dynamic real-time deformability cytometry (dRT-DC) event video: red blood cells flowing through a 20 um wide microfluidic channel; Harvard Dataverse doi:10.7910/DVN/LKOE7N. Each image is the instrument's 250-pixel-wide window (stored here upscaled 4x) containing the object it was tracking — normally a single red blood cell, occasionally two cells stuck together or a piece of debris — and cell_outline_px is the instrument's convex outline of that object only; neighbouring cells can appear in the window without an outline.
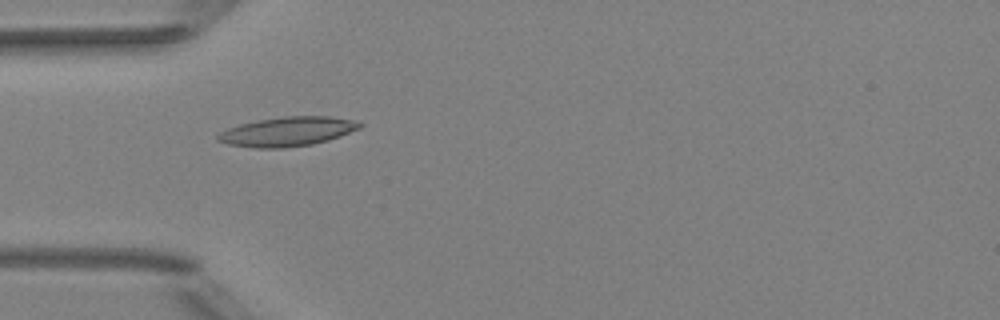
{"species": "Egyptian fruit bat (a non-hibernating species)", "species_latin": "Rousettus aegyptiacus", "temperature_condition": "room temperature", "stored_images_in_passage": 5, "camera_frame_rate_fps": 3000, "um_per_image_px": 0.085, "animal": {"sex": "female"}, "frame": {"image": 1, "passage_image": 4, "time_ms": 1.0, "image_size_px": [1000, 320], "cell_outline_px": [[364, 124], [360, 128], [340, 136], [328, 140], [312, 144], [284, 148], [256, 148], [228, 144], [216, 140], [216, 136], [220, 132], [228, 128], [240, 124], [260, 120], [284, 116], [332, 116], [352, 120]], "centroid_in_image_um": [24.43, 11.18], "position_along_channel_um": 60.6, "area_um2": 24.16}}
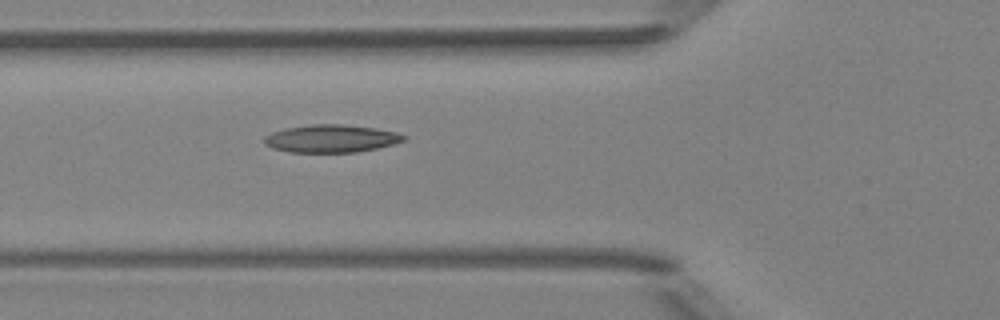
{"frame": {"image": 2, "passage_image": 5, "time_ms": 1.333, "image_size_px": [1000, 320], "cell_outline_px": [[408, 136], [404, 140], [392, 144], [376, 148], [356, 152], [288, 152], [272, 148], [264, 144], [264, 136], [272, 132], [284, 128], [312, 124], [344, 124], [376, 128], [396, 132]], "centroid_in_image_um": [28.12, 11.77], "position_along_channel_um": 97.7, "area_um2": 22.6}}